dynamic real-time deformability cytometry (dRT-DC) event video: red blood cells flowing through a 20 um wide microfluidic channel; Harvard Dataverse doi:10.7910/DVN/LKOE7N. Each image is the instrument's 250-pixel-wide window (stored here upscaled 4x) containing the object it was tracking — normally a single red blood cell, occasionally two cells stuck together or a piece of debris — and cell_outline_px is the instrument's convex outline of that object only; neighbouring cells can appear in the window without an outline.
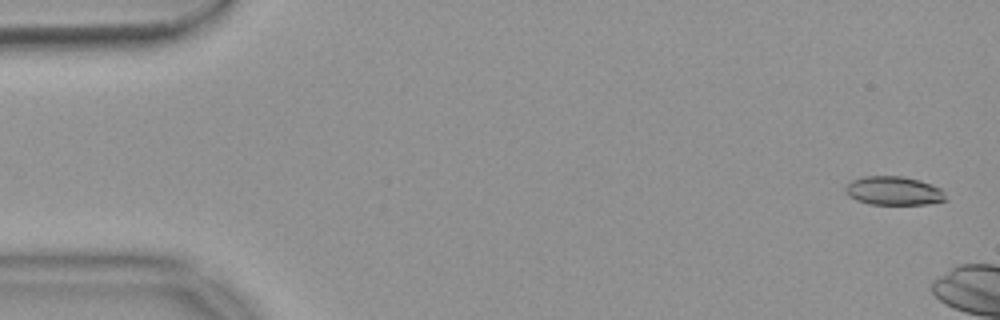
{"species": "common noctule bat (a hibernating species)", "species_latin": "Nyctalus noctula", "temperature_condition": "warm", "stored_images_in_passage": 9, "camera_frame_rate_fps": 3000, "um_per_image_px": 0.085, "animal": {"sex": "female", "body_mass_g": 18.4}, "frame": {"image": 1, "passage_image": 2, "time_ms": 0.333, "image_size_px": [1000, 320], "cell_outline_px": [[948, 200], [928, 204], [868, 204], [856, 200], [848, 196], [844, 192], [844, 188], [852, 180], [864, 176], [900, 176], [920, 180], [940, 188], [944, 192]], "centroid_in_image_um": [75.95, 16.22], "position_along_channel_um": 9.0, "area_um2": 16.88}}